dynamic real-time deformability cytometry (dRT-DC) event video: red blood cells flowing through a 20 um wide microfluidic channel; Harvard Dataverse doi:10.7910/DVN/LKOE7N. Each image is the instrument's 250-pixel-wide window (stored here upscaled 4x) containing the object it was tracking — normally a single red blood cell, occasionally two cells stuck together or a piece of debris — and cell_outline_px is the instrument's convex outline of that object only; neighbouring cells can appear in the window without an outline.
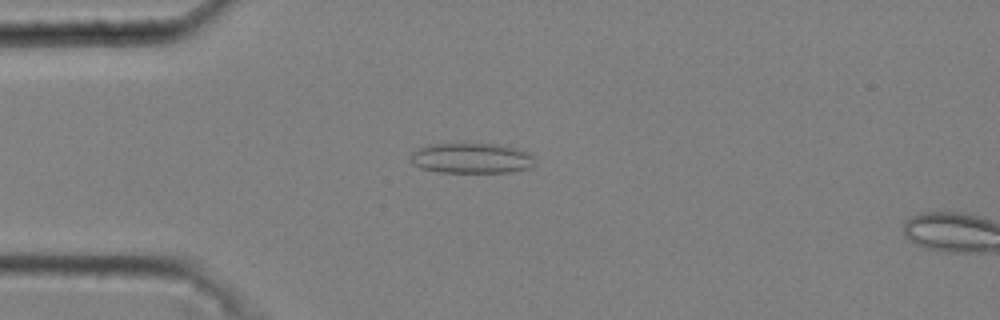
{"species": "common noctule bat (a hibernating species)", "species_latin": "Nyctalus noctula", "temperature_condition": "cold", "stored_images_in_passage": 5, "camera_frame_rate_fps": 3000, "um_per_image_px": 0.085, "animal": {"sex": "male", "body_mass_g": 20.4}, "frame": {"image": 1, "passage_image": 3, "time_ms": 0.667, "image_size_px": [1000, 320], "cell_outline_px": [[532, 168], [508, 172], [440, 172], [420, 168], [412, 160], [412, 152], [428, 144], [496, 144], [516, 148], [528, 152], [532, 156]], "centroid_in_image_um": [40.09, 13.45], "position_along_channel_um": 44.9, "area_um2": 21.62}}